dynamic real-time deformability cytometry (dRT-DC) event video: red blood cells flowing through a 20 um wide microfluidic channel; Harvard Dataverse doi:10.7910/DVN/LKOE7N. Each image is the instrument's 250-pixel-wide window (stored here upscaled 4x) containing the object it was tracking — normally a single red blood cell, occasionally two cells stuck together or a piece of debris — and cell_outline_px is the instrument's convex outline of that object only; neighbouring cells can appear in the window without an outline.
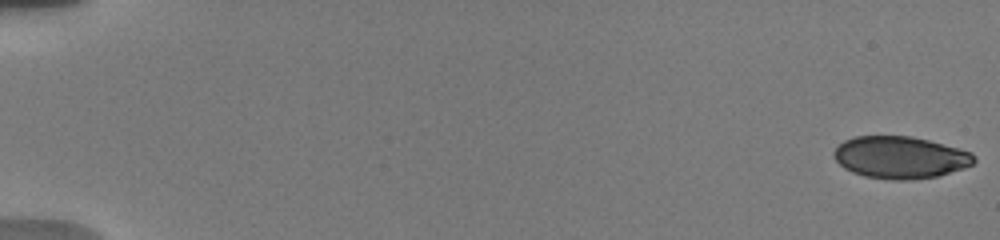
{"species": "human", "species_latin": "Homo sapiens", "temperature_condition": "warm", "stored_images_in_passage": 17, "camera_frame_rate_fps": 3000, "um_per_image_px": 0.085, "donor": {"sex": "male"}, "frame": {"image": 1, "passage_image": 1, "time_ms": 0.0, "image_size_px": [1000, 240], "cell_outline_px": [[976, 160], [972, 164], [964, 168], [936, 176], [912, 180], [892, 180], [864, 176], [852, 172], [844, 168], [832, 156], [832, 152], [844, 140], [856, 136], [912, 136], [928, 140], [972, 152], [976, 156]], "centroid_in_image_um": [76.51, 13.38], "position_along_channel_um": 8.5, "area_um2": 34.45}}
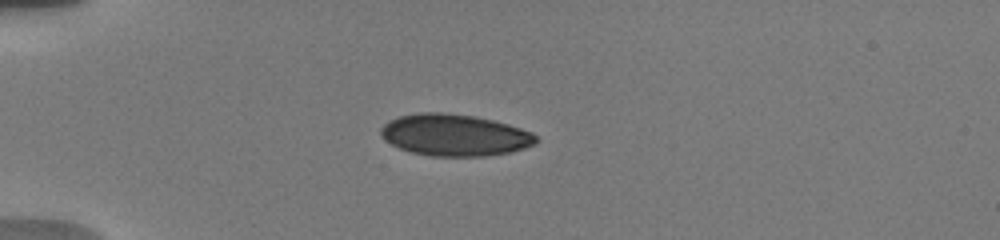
{"frame": {"image": 2, "passage_image": 12, "time_ms": 5.0, "image_size_px": [1000, 240], "cell_outline_px": [[540, 140], [536, 144], [512, 152], [484, 156], [428, 156], [412, 152], [400, 148], [384, 140], [380, 132], [380, 128], [388, 120], [400, 116], [420, 112], [440, 112], [476, 116], [508, 124], [532, 132]], "centroid_in_image_um": [38.65, 11.48], "position_along_channel_um": 46.3, "area_um2": 37.92}}
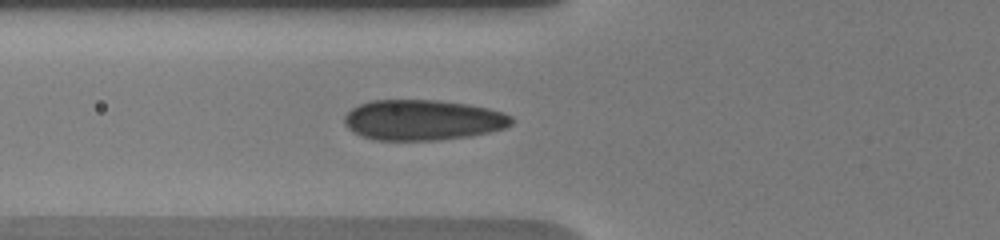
{"frame": {"image": 3, "passage_image": 17, "time_ms": 7.0, "image_size_px": [1000, 240], "cell_outline_px": [[512, 124], [504, 128], [488, 132], [468, 136], [436, 140], [376, 140], [352, 132], [344, 124], [344, 116], [352, 108], [360, 104], [372, 100], [440, 100], [468, 104], [488, 108], [504, 112], [512, 116]], "centroid_in_image_um": [35.93, 10.19], "position_along_channel_um": 89.9, "area_um2": 39.42}}